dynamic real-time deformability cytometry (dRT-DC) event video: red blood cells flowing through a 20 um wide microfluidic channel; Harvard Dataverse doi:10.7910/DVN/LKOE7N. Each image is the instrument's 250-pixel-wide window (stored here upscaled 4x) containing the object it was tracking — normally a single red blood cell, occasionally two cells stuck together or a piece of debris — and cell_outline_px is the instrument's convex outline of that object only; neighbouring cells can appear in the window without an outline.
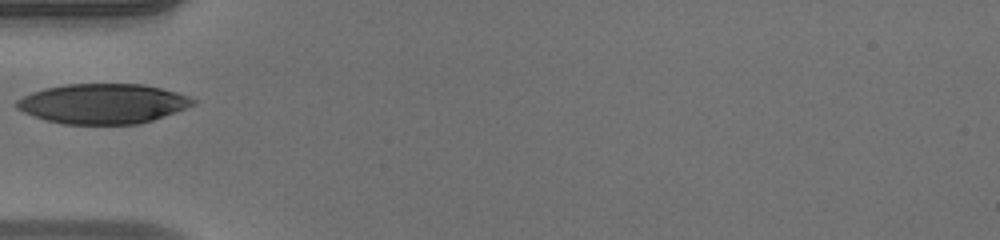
{"species": "human", "species_latin": "Homo sapiens", "temperature_condition": "warm", "stored_images_in_passage": 27, "camera_frame_rate_fps": 3000, "um_per_image_px": 0.085, "donor": {"sex": "male"}, "frame": {"image": 1, "passage_image": 1, "time_ms": 0.0, "image_size_px": [1000, 240], "cell_outline_px": [[196, 104], [176, 112], [152, 120], [136, 124], [64, 124], [48, 120], [24, 112], [16, 108], [12, 104], [16, 100], [32, 92], [44, 88], [64, 84], [144, 84], [176, 92], [188, 96], [196, 100]], "centroid_in_image_um": [8.74, 8.8], "position_along_channel_um": 76.3, "area_um2": 40.98}}
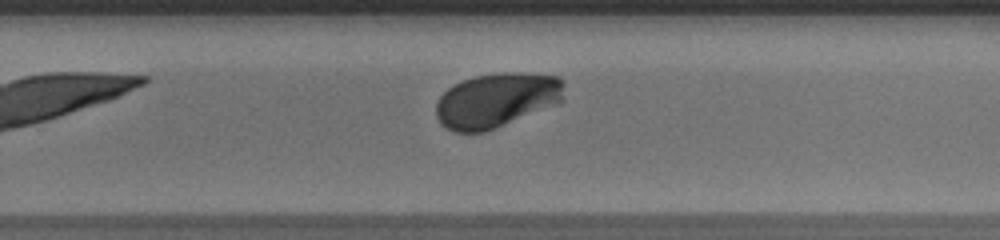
{"frame": {"image": 2, "passage_image": 17, "time_ms": 5.333, "image_size_px": [1000, 240], "cell_outline_px": [[564, 100], [560, 104], [484, 132], [456, 132], [440, 124], [436, 116], [436, 104], [440, 96], [448, 88], [464, 80], [476, 76], [504, 72], [516, 72], [560, 76], [564, 80]], "centroid_in_image_um": [42.26, 8.51], "position_along_channel_um": 287.5, "area_um2": 41.04}}
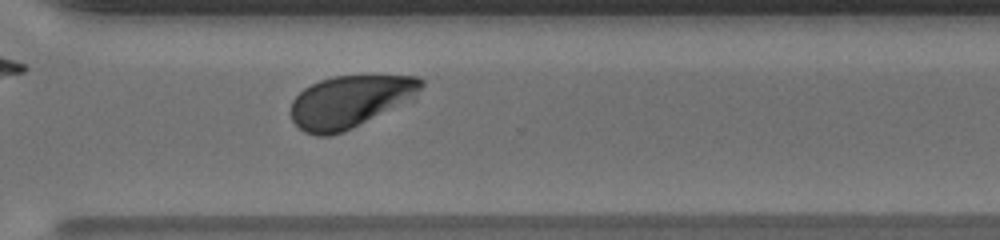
{"frame": {"image": 3, "passage_image": 21, "time_ms": 6.667, "image_size_px": [1000, 240], "cell_outline_px": [[424, 84], [416, 100], [344, 132], [332, 136], [316, 136], [304, 132], [292, 120], [292, 100], [304, 88], [320, 80], [332, 76], [420, 76], [424, 80]], "centroid_in_image_um": [29.84, 8.64], "position_along_channel_um": 340.8, "area_um2": 40.34}}